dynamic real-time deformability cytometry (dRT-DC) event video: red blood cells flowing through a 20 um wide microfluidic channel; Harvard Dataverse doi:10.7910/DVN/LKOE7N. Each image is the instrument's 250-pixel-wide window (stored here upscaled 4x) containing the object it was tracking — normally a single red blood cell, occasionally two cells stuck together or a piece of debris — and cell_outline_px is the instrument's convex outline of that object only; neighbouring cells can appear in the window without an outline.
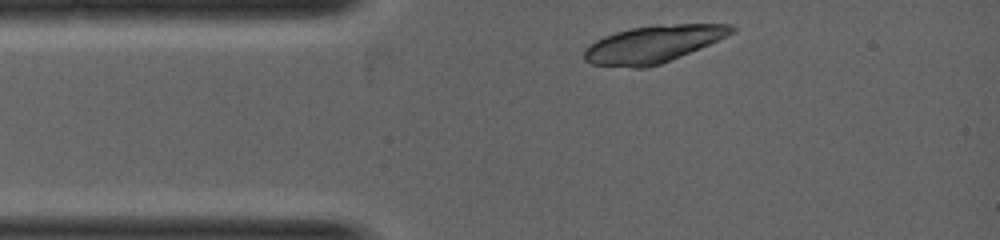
{"species": "common noctule bat (a hibernating species)", "species_latin": "Nyctalus noctula", "temperature_condition": "warm", "stored_images_in_passage": 2, "camera_frame_rate_fps": 5000, "um_per_image_px": 0.085, "animal": {"sex": "female", "body_mass_g": 19.0, "forearm_length_mm": 53.3}, "frame": {"image": 1, "passage_image": 1, "time_ms": 0.0, "image_size_px": [1000, 240], "cell_outline_px": [[736, 28], [732, 32], [700, 48], [660, 64], [648, 68], [632, 68], [592, 64], [584, 60], [584, 48], [588, 44], [604, 36], [616, 32], [632, 28], [656, 24], [732, 24]], "centroid_in_image_um": [55.45, 3.75], "position_along_channel_um": 29.5, "area_um2": 31.73}}